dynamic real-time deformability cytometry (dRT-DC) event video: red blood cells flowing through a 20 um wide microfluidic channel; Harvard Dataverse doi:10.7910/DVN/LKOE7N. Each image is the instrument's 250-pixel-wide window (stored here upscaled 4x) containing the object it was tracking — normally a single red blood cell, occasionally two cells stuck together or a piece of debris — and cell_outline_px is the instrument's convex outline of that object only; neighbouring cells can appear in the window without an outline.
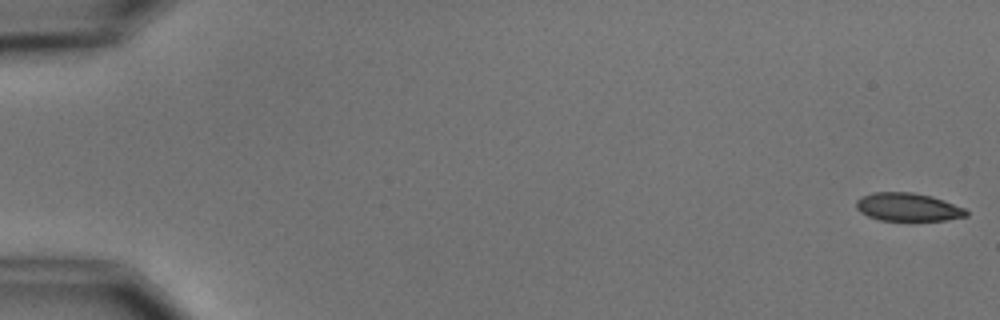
{"species": "common noctule bat (a hibernating species)", "species_latin": "Nyctalus noctula", "temperature_condition": "cold", "stored_images_in_passage": 7, "camera_frame_rate_fps": 3000, "um_per_image_px": 0.085, "animal": {"sex": "male", "body_mass_g": 15.6}, "frame": {"image": 1, "passage_image": 1, "time_ms": 0.0, "image_size_px": [1000, 320], "cell_outline_px": [[968, 216], [944, 220], [880, 220], [868, 216], [860, 212], [856, 208], [856, 200], [872, 192], [912, 192], [932, 196], [944, 200], [964, 208], [968, 212]], "centroid_in_image_um": [77.17, 17.59], "position_along_channel_um": 7.8, "area_um2": 17.98}}